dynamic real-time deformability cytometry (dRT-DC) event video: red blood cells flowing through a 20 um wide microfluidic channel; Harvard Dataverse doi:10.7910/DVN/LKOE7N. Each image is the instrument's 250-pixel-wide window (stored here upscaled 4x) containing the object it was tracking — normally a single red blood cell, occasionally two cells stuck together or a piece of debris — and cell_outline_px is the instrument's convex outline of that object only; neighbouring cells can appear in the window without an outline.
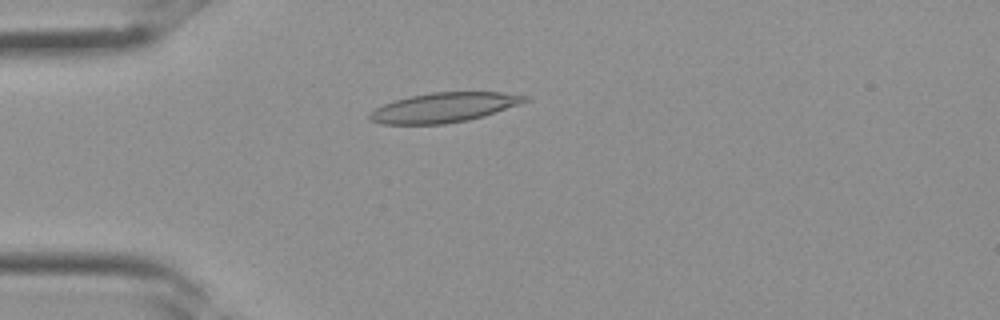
{"species": "Egyptian fruit bat (a non-hibernating species)", "species_latin": "Rousettus aegyptiacus", "temperature_condition": "room temperature", "stored_images_in_passage": 34, "camera_frame_rate_fps": 3000, "um_per_image_px": 0.085, "frame": {"image": 1, "passage_image": 9, "time_ms": 2.667, "image_size_px": [1000, 320], "cell_outline_px": [[528, 100], [520, 104], [484, 116], [468, 120], [444, 124], [380, 124], [372, 120], [368, 116], [376, 108], [384, 104], [396, 100], [412, 96], [432, 92], [500, 92], [528, 96]], "centroid_in_image_um": [37.76, 9.14], "position_along_channel_um": 47.2, "area_um2": 26.53}}
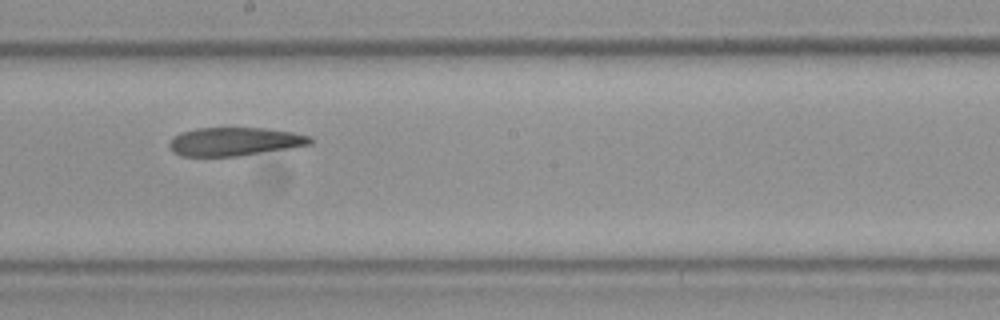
{"frame": {"image": 2, "passage_image": 19, "time_ms": 6.0, "image_size_px": [1000, 320], "cell_outline_px": [[312, 144], [240, 156], [180, 156], [172, 152], [168, 144], [172, 136], [180, 132], [196, 128], [268, 128], [292, 132], [312, 136]], "centroid_in_image_um": [19.91, 12.03], "position_along_channel_um": 228.3, "area_um2": 23.52}}
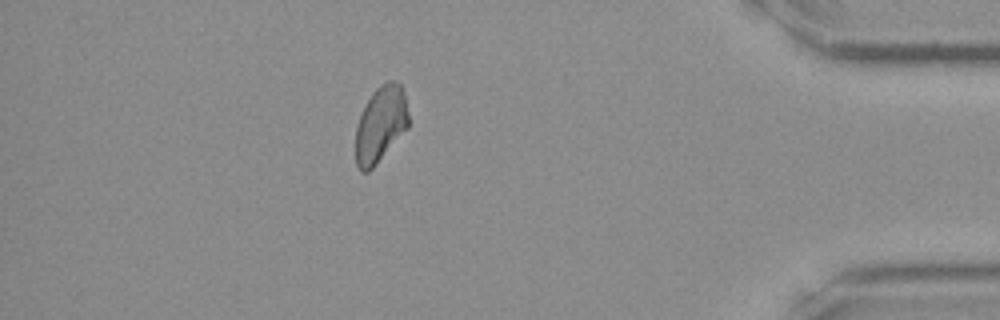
{"frame": {"image": 3, "passage_image": 30, "time_ms": 9.667, "image_size_px": [1000, 320], "cell_outline_px": [[408, 128], [376, 164], [368, 172], [360, 172], [356, 164], [356, 128], [360, 116], [372, 92], [380, 84], [388, 80], [396, 80], [400, 84], [404, 92], [408, 112]], "centroid_in_image_um": [32.36, 10.55], "position_along_channel_um": 402.8, "area_um2": 23.41}}